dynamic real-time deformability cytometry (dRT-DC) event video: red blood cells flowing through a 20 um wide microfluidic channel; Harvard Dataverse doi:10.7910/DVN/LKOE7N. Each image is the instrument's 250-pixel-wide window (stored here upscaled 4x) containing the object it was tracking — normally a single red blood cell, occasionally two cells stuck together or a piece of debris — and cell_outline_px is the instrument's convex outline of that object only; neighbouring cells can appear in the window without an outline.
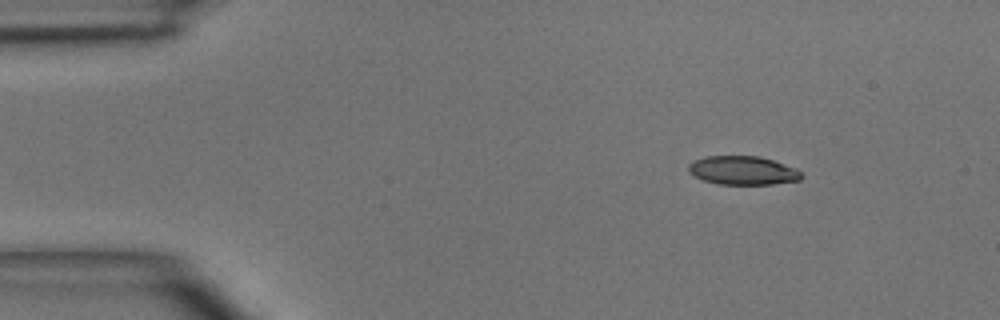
{"species": "common noctule bat (a hibernating species)", "species_latin": "Nyctalus noctula", "temperature_condition": "room temperature", "stored_images_in_passage": 3, "camera_frame_rate_fps": 3000, "um_per_image_px": 0.085, "animal": {"sex": "male", "body_mass_g": 15.6}, "frame": {"image": 1, "passage_image": 1, "time_ms": 0.0, "image_size_px": [1000, 320], "cell_outline_px": [[804, 176], [800, 180], [772, 184], [716, 184], [704, 180], [688, 172], [688, 164], [692, 160], [704, 156], [760, 156], [796, 168]], "centroid_in_image_um": [63.12, 14.48], "position_along_channel_um": 21.9, "area_um2": 18.96}}
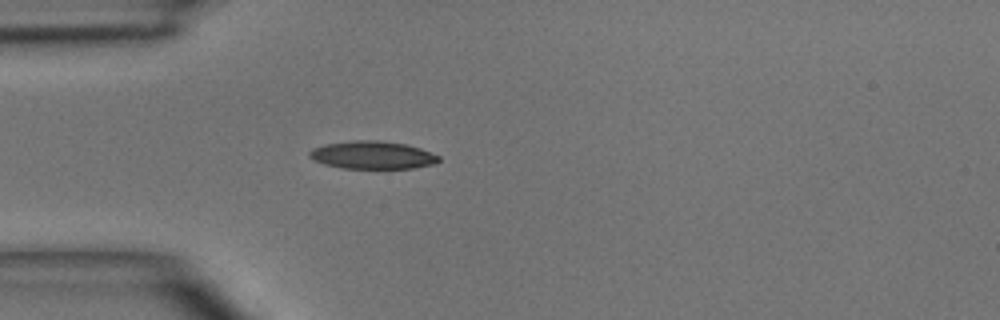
{"frame": {"image": 2, "passage_image": 3, "time_ms": 2.333, "image_size_px": [1000, 320], "cell_outline_px": [[440, 160], [432, 164], [412, 168], [340, 168], [324, 164], [312, 160], [308, 156], [308, 152], [312, 148], [324, 144], [352, 140], [380, 140], [404, 144], [420, 148], [440, 156]], "centroid_in_image_um": [31.6, 13.17], "position_along_channel_um": 53.4, "area_um2": 21.04}}